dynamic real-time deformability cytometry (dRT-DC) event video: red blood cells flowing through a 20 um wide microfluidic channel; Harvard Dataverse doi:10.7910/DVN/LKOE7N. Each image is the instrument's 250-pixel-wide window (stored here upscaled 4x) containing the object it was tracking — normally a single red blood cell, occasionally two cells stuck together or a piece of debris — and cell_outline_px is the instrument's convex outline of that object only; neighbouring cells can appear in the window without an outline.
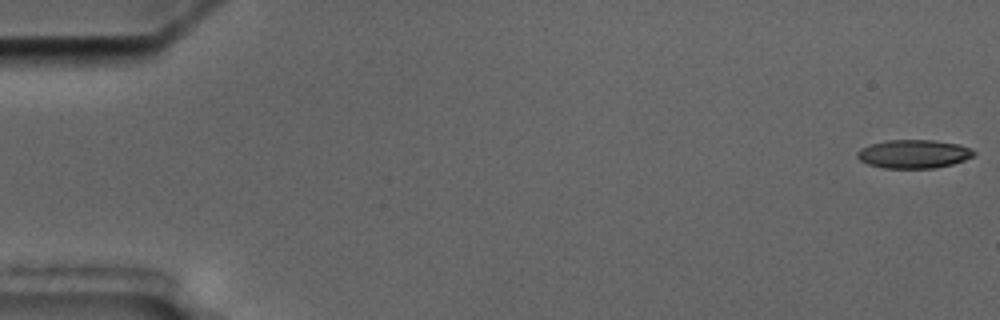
{"species": "common noctule bat (a hibernating species)", "species_latin": "Nyctalus noctula", "temperature_condition": "cold", "stored_images_in_passage": 7, "camera_frame_rate_fps": 3000, "um_per_image_px": 0.085, "animal": {"sex": "male", "body_mass_g": 17.5, "forearm_length_mm": 52.3}, "frame": {"image": 1, "passage_image": 1, "time_ms": 0.0, "image_size_px": [1000, 320], "cell_outline_px": [[976, 152], [972, 156], [964, 160], [952, 164], [936, 168], [884, 168], [868, 164], [860, 160], [856, 156], [856, 152], [860, 148], [872, 144], [888, 140], [936, 140], [960, 144], [972, 148]], "centroid_in_image_um": [77.68, 13.08], "position_along_channel_um": 7.3, "area_um2": 19.48}}
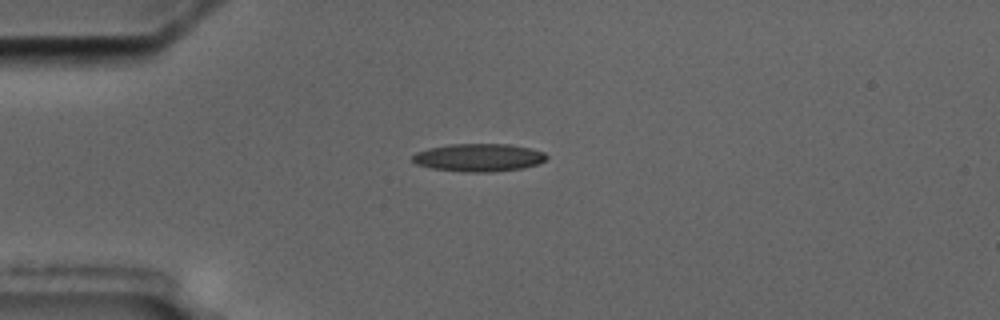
{"frame": {"image": 2, "passage_image": 5, "time_ms": 4.667, "image_size_px": [1000, 320], "cell_outline_px": [[548, 156], [544, 160], [536, 164], [524, 168], [492, 172], [464, 172], [432, 168], [416, 164], [412, 160], [412, 156], [416, 152], [428, 148], [448, 144], [508, 144], [528, 148], [544, 152]], "centroid_in_image_um": [40.66, 13.39], "position_along_channel_um": 44.3, "area_um2": 21.73}}
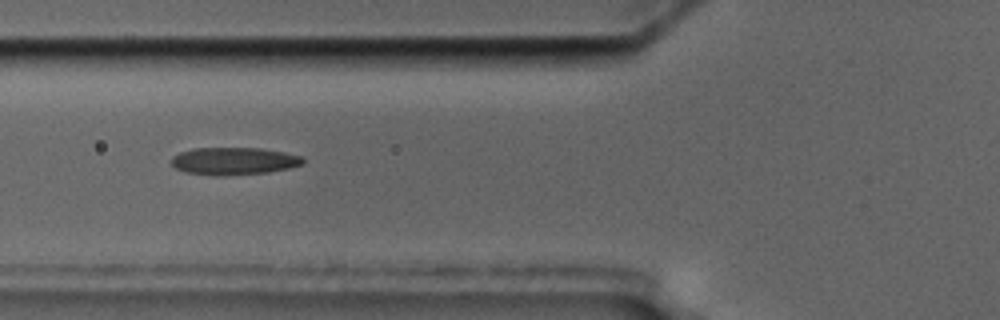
{"frame": {"image": 3, "passage_image": 7, "time_ms": 7.0, "image_size_px": [1000, 320], "cell_outline_px": [[304, 164], [288, 168], [268, 172], [220, 176], [216, 176], [184, 172], [176, 168], [172, 164], [172, 156], [180, 152], [192, 148], [260, 148], [284, 152], [300, 156], [304, 160]], "centroid_in_image_um": [19.85, 13.69], "position_along_channel_um": 105.9, "area_um2": 21.04}}